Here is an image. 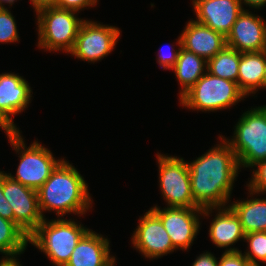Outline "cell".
Returning <instances> with one entry per match:
<instances>
[{"label":"cell","mask_w":266,"mask_h":266,"mask_svg":"<svg viewBox=\"0 0 266 266\" xmlns=\"http://www.w3.org/2000/svg\"><path fill=\"white\" fill-rule=\"evenodd\" d=\"M193 162H188L191 192L200 208L225 207L230 200L239 164L235 152L224 136Z\"/></svg>","instance_id":"obj_1"},{"label":"cell","mask_w":266,"mask_h":266,"mask_svg":"<svg viewBox=\"0 0 266 266\" xmlns=\"http://www.w3.org/2000/svg\"><path fill=\"white\" fill-rule=\"evenodd\" d=\"M40 212L56 211L58 218L67 213L83 215L92 208V198L84 177L68 161L63 160L37 190Z\"/></svg>","instance_id":"obj_2"},{"label":"cell","mask_w":266,"mask_h":266,"mask_svg":"<svg viewBox=\"0 0 266 266\" xmlns=\"http://www.w3.org/2000/svg\"><path fill=\"white\" fill-rule=\"evenodd\" d=\"M29 235L28 242L46 254L55 266H65L78 241L89 230L72 219L46 220Z\"/></svg>","instance_id":"obj_3"},{"label":"cell","mask_w":266,"mask_h":266,"mask_svg":"<svg viewBox=\"0 0 266 266\" xmlns=\"http://www.w3.org/2000/svg\"><path fill=\"white\" fill-rule=\"evenodd\" d=\"M238 120L233 138L226 141L235 152L239 168H252L266 160V105L251 108Z\"/></svg>","instance_id":"obj_4"},{"label":"cell","mask_w":266,"mask_h":266,"mask_svg":"<svg viewBox=\"0 0 266 266\" xmlns=\"http://www.w3.org/2000/svg\"><path fill=\"white\" fill-rule=\"evenodd\" d=\"M6 136L20 157L16 176L7 174L13 180L37 191L63 159H55L52 152L37 141L29 147L25 146L20 130L8 131Z\"/></svg>","instance_id":"obj_5"},{"label":"cell","mask_w":266,"mask_h":266,"mask_svg":"<svg viewBox=\"0 0 266 266\" xmlns=\"http://www.w3.org/2000/svg\"><path fill=\"white\" fill-rule=\"evenodd\" d=\"M75 11L55 6L36 12L38 27V48L46 51L70 53L74 47L78 30L84 19L76 16Z\"/></svg>","instance_id":"obj_6"},{"label":"cell","mask_w":266,"mask_h":266,"mask_svg":"<svg viewBox=\"0 0 266 266\" xmlns=\"http://www.w3.org/2000/svg\"><path fill=\"white\" fill-rule=\"evenodd\" d=\"M244 98L236 82L206 72L179 100L190 110L213 112L230 108Z\"/></svg>","instance_id":"obj_7"},{"label":"cell","mask_w":266,"mask_h":266,"mask_svg":"<svg viewBox=\"0 0 266 266\" xmlns=\"http://www.w3.org/2000/svg\"><path fill=\"white\" fill-rule=\"evenodd\" d=\"M159 187L167 207H199L192 196L188 162L177 156L157 153Z\"/></svg>","instance_id":"obj_8"},{"label":"cell","mask_w":266,"mask_h":266,"mask_svg":"<svg viewBox=\"0 0 266 266\" xmlns=\"http://www.w3.org/2000/svg\"><path fill=\"white\" fill-rule=\"evenodd\" d=\"M150 210L161 220L167 234L171 238L173 247L188 250L200 229V215L209 216L215 207L209 208H177L153 206ZM200 214V215H199Z\"/></svg>","instance_id":"obj_9"},{"label":"cell","mask_w":266,"mask_h":266,"mask_svg":"<svg viewBox=\"0 0 266 266\" xmlns=\"http://www.w3.org/2000/svg\"><path fill=\"white\" fill-rule=\"evenodd\" d=\"M120 32L118 27L84 20L70 54L88 63L102 60L115 48Z\"/></svg>","instance_id":"obj_10"},{"label":"cell","mask_w":266,"mask_h":266,"mask_svg":"<svg viewBox=\"0 0 266 266\" xmlns=\"http://www.w3.org/2000/svg\"><path fill=\"white\" fill-rule=\"evenodd\" d=\"M3 194L14 213V222L29 236L44 220L36 190L13 180L3 171Z\"/></svg>","instance_id":"obj_11"},{"label":"cell","mask_w":266,"mask_h":266,"mask_svg":"<svg viewBox=\"0 0 266 266\" xmlns=\"http://www.w3.org/2000/svg\"><path fill=\"white\" fill-rule=\"evenodd\" d=\"M132 244L149 259H158L176 250L161 220L151 210L139 219L132 236Z\"/></svg>","instance_id":"obj_12"},{"label":"cell","mask_w":266,"mask_h":266,"mask_svg":"<svg viewBox=\"0 0 266 266\" xmlns=\"http://www.w3.org/2000/svg\"><path fill=\"white\" fill-rule=\"evenodd\" d=\"M31 87L15 73L0 74V123L8 130H19L10 117L26 109L32 97Z\"/></svg>","instance_id":"obj_13"},{"label":"cell","mask_w":266,"mask_h":266,"mask_svg":"<svg viewBox=\"0 0 266 266\" xmlns=\"http://www.w3.org/2000/svg\"><path fill=\"white\" fill-rule=\"evenodd\" d=\"M226 44L240 53L266 50V23L264 19L244 8L226 36Z\"/></svg>","instance_id":"obj_14"},{"label":"cell","mask_w":266,"mask_h":266,"mask_svg":"<svg viewBox=\"0 0 266 266\" xmlns=\"http://www.w3.org/2000/svg\"><path fill=\"white\" fill-rule=\"evenodd\" d=\"M196 22L225 37L244 10L240 0H192Z\"/></svg>","instance_id":"obj_15"},{"label":"cell","mask_w":266,"mask_h":266,"mask_svg":"<svg viewBox=\"0 0 266 266\" xmlns=\"http://www.w3.org/2000/svg\"><path fill=\"white\" fill-rule=\"evenodd\" d=\"M180 35L182 48L206 60L227 46L224 35L195 20H189Z\"/></svg>","instance_id":"obj_16"},{"label":"cell","mask_w":266,"mask_h":266,"mask_svg":"<svg viewBox=\"0 0 266 266\" xmlns=\"http://www.w3.org/2000/svg\"><path fill=\"white\" fill-rule=\"evenodd\" d=\"M109 248L106 237L89 229L78 241L65 266H106L114 258Z\"/></svg>","instance_id":"obj_17"},{"label":"cell","mask_w":266,"mask_h":266,"mask_svg":"<svg viewBox=\"0 0 266 266\" xmlns=\"http://www.w3.org/2000/svg\"><path fill=\"white\" fill-rule=\"evenodd\" d=\"M215 209L218 212L209 227L210 240L217 247L226 248L225 252L240 251L237 248L231 247V245H234V243H237V241L245 237L239 217L229 205L215 207Z\"/></svg>","instance_id":"obj_18"},{"label":"cell","mask_w":266,"mask_h":266,"mask_svg":"<svg viewBox=\"0 0 266 266\" xmlns=\"http://www.w3.org/2000/svg\"><path fill=\"white\" fill-rule=\"evenodd\" d=\"M265 64L266 50L241 53L237 84L246 96L256 94L259 88L263 89Z\"/></svg>","instance_id":"obj_19"},{"label":"cell","mask_w":266,"mask_h":266,"mask_svg":"<svg viewBox=\"0 0 266 266\" xmlns=\"http://www.w3.org/2000/svg\"><path fill=\"white\" fill-rule=\"evenodd\" d=\"M171 70L181 85L180 99L207 72V60L181 47L177 62Z\"/></svg>","instance_id":"obj_20"},{"label":"cell","mask_w":266,"mask_h":266,"mask_svg":"<svg viewBox=\"0 0 266 266\" xmlns=\"http://www.w3.org/2000/svg\"><path fill=\"white\" fill-rule=\"evenodd\" d=\"M229 206L236 213L244 233L266 231V199L255 198L234 201Z\"/></svg>","instance_id":"obj_21"},{"label":"cell","mask_w":266,"mask_h":266,"mask_svg":"<svg viewBox=\"0 0 266 266\" xmlns=\"http://www.w3.org/2000/svg\"><path fill=\"white\" fill-rule=\"evenodd\" d=\"M28 235L13 221L0 216V253L5 257L23 254Z\"/></svg>","instance_id":"obj_22"},{"label":"cell","mask_w":266,"mask_h":266,"mask_svg":"<svg viewBox=\"0 0 266 266\" xmlns=\"http://www.w3.org/2000/svg\"><path fill=\"white\" fill-rule=\"evenodd\" d=\"M240 56V52L226 46L214 57L207 60V72L237 83Z\"/></svg>","instance_id":"obj_23"},{"label":"cell","mask_w":266,"mask_h":266,"mask_svg":"<svg viewBox=\"0 0 266 266\" xmlns=\"http://www.w3.org/2000/svg\"><path fill=\"white\" fill-rule=\"evenodd\" d=\"M244 240L248 243V251L243 255L251 265L266 263V231L246 233Z\"/></svg>","instance_id":"obj_24"},{"label":"cell","mask_w":266,"mask_h":266,"mask_svg":"<svg viewBox=\"0 0 266 266\" xmlns=\"http://www.w3.org/2000/svg\"><path fill=\"white\" fill-rule=\"evenodd\" d=\"M19 41V34L14 16L6 7L0 8V43Z\"/></svg>","instance_id":"obj_25"},{"label":"cell","mask_w":266,"mask_h":266,"mask_svg":"<svg viewBox=\"0 0 266 266\" xmlns=\"http://www.w3.org/2000/svg\"><path fill=\"white\" fill-rule=\"evenodd\" d=\"M253 167H257L253 168ZM252 178L247 184L248 191L251 196L254 194H265L266 193V160H262L257 162L255 165L252 166ZM255 169V170H254Z\"/></svg>","instance_id":"obj_26"},{"label":"cell","mask_w":266,"mask_h":266,"mask_svg":"<svg viewBox=\"0 0 266 266\" xmlns=\"http://www.w3.org/2000/svg\"><path fill=\"white\" fill-rule=\"evenodd\" d=\"M179 48L178 50H174L172 48V46L167 47L168 49L171 48V50L169 51V54H162L163 52L161 51V49L159 50V54L157 55V63L159 64V66L165 70L167 69H172V67L176 64L177 59H178V55L180 52V48L182 47V43H181V35L178 37L177 43H176Z\"/></svg>","instance_id":"obj_27"},{"label":"cell","mask_w":266,"mask_h":266,"mask_svg":"<svg viewBox=\"0 0 266 266\" xmlns=\"http://www.w3.org/2000/svg\"><path fill=\"white\" fill-rule=\"evenodd\" d=\"M249 260L242 251L224 252L218 262V266H250Z\"/></svg>","instance_id":"obj_28"},{"label":"cell","mask_w":266,"mask_h":266,"mask_svg":"<svg viewBox=\"0 0 266 266\" xmlns=\"http://www.w3.org/2000/svg\"><path fill=\"white\" fill-rule=\"evenodd\" d=\"M97 2L98 0H56L55 7L79 13V10L81 11L87 7H93Z\"/></svg>","instance_id":"obj_29"},{"label":"cell","mask_w":266,"mask_h":266,"mask_svg":"<svg viewBox=\"0 0 266 266\" xmlns=\"http://www.w3.org/2000/svg\"><path fill=\"white\" fill-rule=\"evenodd\" d=\"M0 216L14 222V213L3 194V171H0Z\"/></svg>","instance_id":"obj_30"},{"label":"cell","mask_w":266,"mask_h":266,"mask_svg":"<svg viewBox=\"0 0 266 266\" xmlns=\"http://www.w3.org/2000/svg\"><path fill=\"white\" fill-rule=\"evenodd\" d=\"M192 266H218L217 258L211 252L200 254L192 263Z\"/></svg>","instance_id":"obj_31"},{"label":"cell","mask_w":266,"mask_h":266,"mask_svg":"<svg viewBox=\"0 0 266 266\" xmlns=\"http://www.w3.org/2000/svg\"><path fill=\"white\" fill-rule=\"evenodd\" d=\"M33 8L35 9L34 12H37L40 9L46 7L55 6L56 0H30Z\"/></svg>","instance_id":"obj_32"},{"label":"cell","mask_w":266,"mask_h":266,"mask_svg":"<svg viewBox=\"0 0 266 266\" xmlns=\"http://www.w3.org/2000/svg\"><path fill=\"white\" fill-rule=\"evenodd\" d=\"M242 7L243 4L249 5V7L254 8V9H260L262 6L264 7L266 4V0H240Z\"/></svg>","instance_id":"obj_33"},{"label":"cell","mask_w":266,"mask_h":266,"mask_svg":"<svg viewBox=\"0 0 266 266\" xmlns=\"http://www.w3.org/2000/svg\"><path fill=\"white\" fill-rule=\"evenodd\" d=\"M17 256L2 257L0 260V266H22L19 261H17Z\"/></svg>","instance_id":"obj_34"},{"label":"cell","mask_w":266,"mask_h":266,"mask_svg":"<svg viewBox=\"0 0 266 266\" xmlns=\"http://www.w3.org/2000/svg\"><path fill=\"white\" fill-rule=\"evenodd\" d=\"M17 0H0V8H4V4L3 3H9V5L11 6V5H13L14 4V2H16Z\"/></svg>","instance_id":"obj_35"},{"label":"cell","mask_w":266,"mask_h":266,"mask_svg":"<svg viewBox=\"0 0 266 266\" xmlns=\"http://www.w3.org/2000/svg\"><path fill=\"white\" fill-rule=\"evenodd\" d=\"M263 89H266V64H265V68H264Z\"/></svg>","instance_id":"obj_36"},{"label":"cell","mask_w":266,"mask_h":266,"mask_svg":"<svg viewBox=\"0 0 266 266\" xmlns=\"http://www.w3.org/2000/svg\"><path fill=\"white\" fill-rule=\"evenodd\" d=\"M116 263L115 257L106 265V266H114Z\"/></svg>","instance_id":"obj_37"},{"label":"cell","mask_w":266,"mask_h":266,"mask_svg":"<svg viewBox=\"0 0 266 266\" xmlns=\"http://www.w3.org/2000/svg\"><path fill=\"white\" fill-rule=\"evenodd\" d=\"M0 128L3 129V131L5 132V134H7L8 130L0 123Z\"/></svg>","instance_id":"obj_38"}]
</instances>
